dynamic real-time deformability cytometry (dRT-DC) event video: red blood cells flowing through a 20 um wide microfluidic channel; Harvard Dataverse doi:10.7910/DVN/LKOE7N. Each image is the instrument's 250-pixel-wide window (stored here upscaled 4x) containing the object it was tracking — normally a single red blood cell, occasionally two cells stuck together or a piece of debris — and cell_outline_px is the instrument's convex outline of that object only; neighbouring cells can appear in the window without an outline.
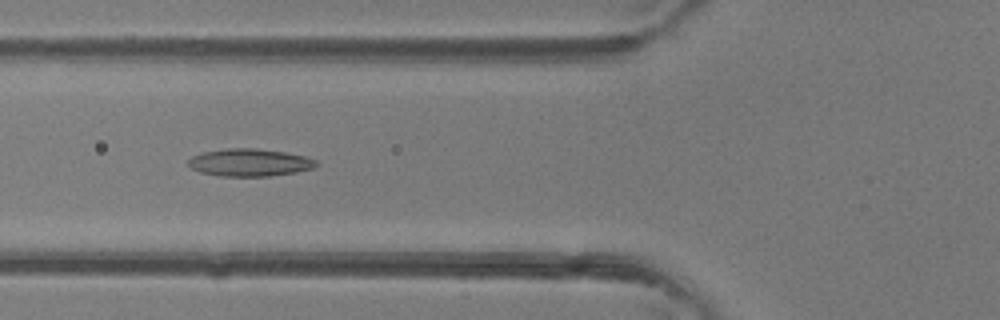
{"species": "common noctule bat (a hibernating species)", "species_latin": "Nyctalus noctula", "temperature_condition": "room temperature", "stored_images_in_passage": 46, "camera_frame_rate_fps": 3000, "um_per_image_px": 0.085, "animal": {"sex": "female"}, "frame": {"image": 1, "passage_image": 17, "time_ms": 5.333, "image_size_px": [1000, 320], "cell_outline_px": [[320, 164], [312, 168], [296, 172], [268, 176], [220, 176], [200, 172], [192, 168], [188, 164], [188, 160], [192, 156], [204, 152], [228, 148], [256, 148], [284, 152], [304, 156], [316, 160]], "centroid_in_image_um": [21.22, 13.81], "position_along_channel_um": 104.6, "area_um2": 20.4}}
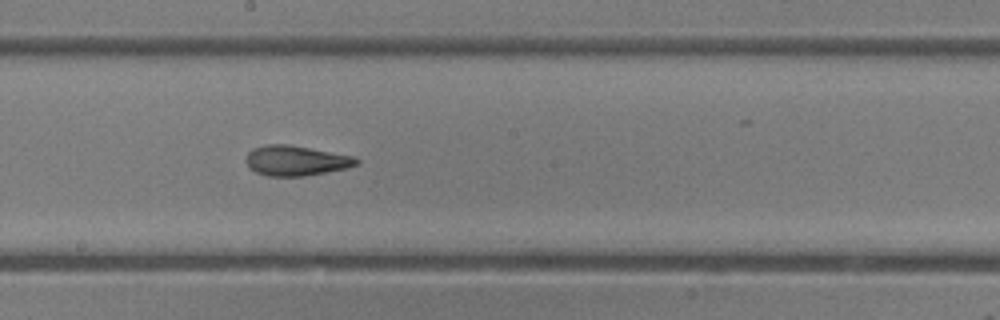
{"frame": {"image": 2, "passage_image": 25, "time_ms": 8.0, "image_size_px": [1000, 320], "cell_outline_px": [[360, 160], [356, 164], [348, 168], [304, 176], [268, 176], [256, 172], [248, 168], [244, 160], [248, 152], [252, 148], [268, 144], [288, 144], [352, 156]], "centroid_in_image_um": [25.09, 13.65], "position_along_channel_um": 223.1, "area_um2": 19.36}}
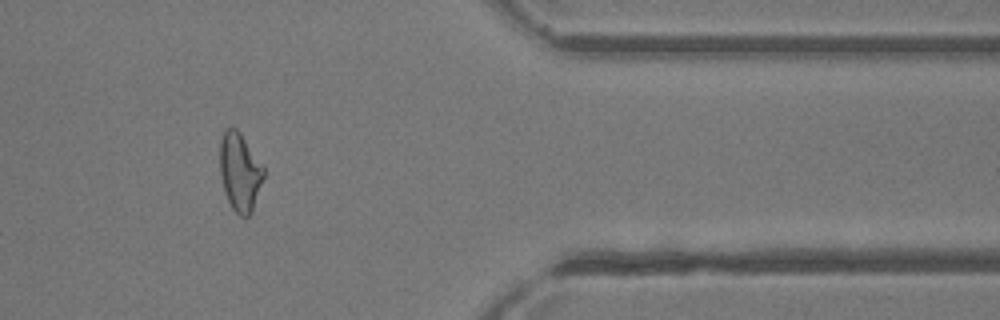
{"frame": {"image": 3, "passage_image": 38, "time_ms": 12.333, "image_size_px": [1000, 320], "cell_outline_px": [[264, 176], [252, 212], [248, 216], [240, 216], [232, 208], [228, 200], [220, 176], [220, 140], [224, 128], [236, 128], [240, 132], [264, 168]], "centroid_in_image_um": [20.38, 14.6], "position_along_channel_um": 391.0, "area_um2": 19.77}, "authors_computed_cell_mechanics": {"area_um2": 20.4612, "velocity_mm_per_s": 4.4264, "shape_relaxation_time_tau1_ms": 4.8137, "shape_relaxation_time_tau2_ms": 2.5929, "deformation_change_tau1": 0.1843, "deformation_change_tau2": 0.1234}}